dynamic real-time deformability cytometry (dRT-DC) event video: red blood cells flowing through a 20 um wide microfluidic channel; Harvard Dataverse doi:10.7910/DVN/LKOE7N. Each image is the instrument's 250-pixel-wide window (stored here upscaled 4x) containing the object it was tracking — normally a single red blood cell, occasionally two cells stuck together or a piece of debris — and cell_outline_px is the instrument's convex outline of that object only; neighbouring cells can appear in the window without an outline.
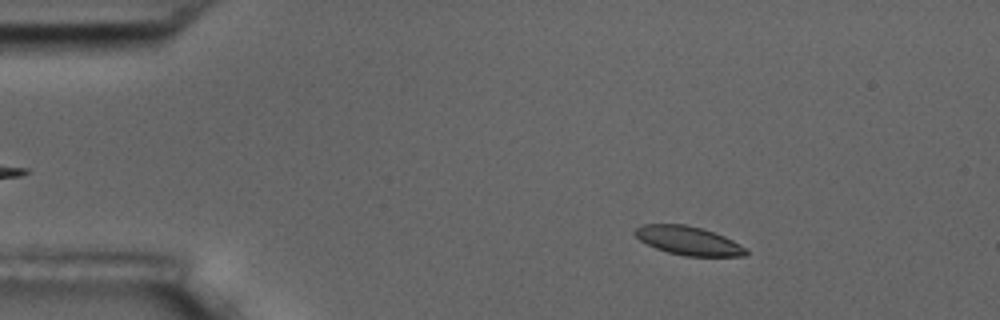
{"species": "common noctule bat (a hibernating species)", "species_latin": "Nyctalus noctula", "temperature_condition": "room temperature", "stored_images_in_passage": 4, "camera_frame_rate_fps": 3000, "um_per_image_px": 0.085, "animal": {"sex": "male", "body_mass_g": 17.5, "forearm_length_mm": 52.3}, "frame": {"image": 1, "passage_image": 1, "time_ms": 0.0, "image_size_px": [1000, 320], "cell_outline_px": [[748, 252], [744, 256], [684, 256], [668, 252], [656, 248], [640, 240], [632, 232], [636, 228], [644, 224], [684, 224], [700, 228], [724, 236], [732, 240], [744, 248]], "centroid_in_image_um": [58.47, 20.46], "position_along_channel_um": 26.5, "area_um2": 18.26}}
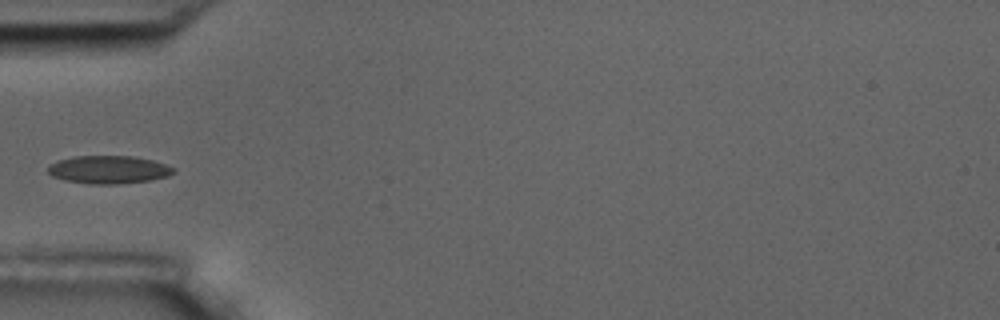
{"frame": {"image": 2, "passage_image": 4, "time_ms": 3.333, "image_size_px": [1000, 320], "cell_outline_px": [[176, 172], [168, 176], [152, 180], [116, 184], [92, 184], [64, 180], [52, 176], [48, 172], [48, 168], [56, 160], [76, 156], [132, 156], [152, 160], [176, 168]], "centroid_in_image_um": [9.26, 14.42], "position_along_channel_um": 75.7, "area_um2": 20.46}}